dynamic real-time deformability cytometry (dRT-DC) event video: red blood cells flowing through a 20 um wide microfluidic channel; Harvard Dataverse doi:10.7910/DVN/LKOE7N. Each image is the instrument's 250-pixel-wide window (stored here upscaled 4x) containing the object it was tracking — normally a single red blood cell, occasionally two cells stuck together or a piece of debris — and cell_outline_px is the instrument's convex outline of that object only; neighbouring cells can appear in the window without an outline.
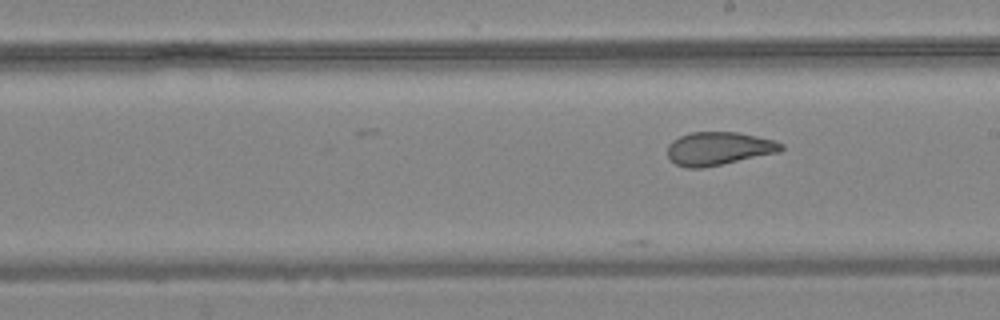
{"species": "common noctule bat (a hibernating species)", "species_latin": "Nyctalus noctula", "temperature_condition": "warm", "stored_images_in_passage": 26, "camera_frame_rate_fps": 3000, "um_per_image_px": 0.085, "animal": {"sex": "female", "body_mass_g": 24.6, "forearm_length_mm": 56.2}, "frame": {"image": 1, "passage_image": 23, "time_ms": 7.333, "image_size_px": [1000, 320], "cell_outline_px": [[784, 148], [780, 152], [700, 168], [684, 168], [676, 164], [668, 156], [668, 144], [672, 140], [680, 136], [692, 132], [736, 132], [756, 136], [772, 140], [784, 144]], "centroid_in_image_um": [61.07, 12.62], "position_along_channel_um": 227.9, "area_um2": 21.79}}